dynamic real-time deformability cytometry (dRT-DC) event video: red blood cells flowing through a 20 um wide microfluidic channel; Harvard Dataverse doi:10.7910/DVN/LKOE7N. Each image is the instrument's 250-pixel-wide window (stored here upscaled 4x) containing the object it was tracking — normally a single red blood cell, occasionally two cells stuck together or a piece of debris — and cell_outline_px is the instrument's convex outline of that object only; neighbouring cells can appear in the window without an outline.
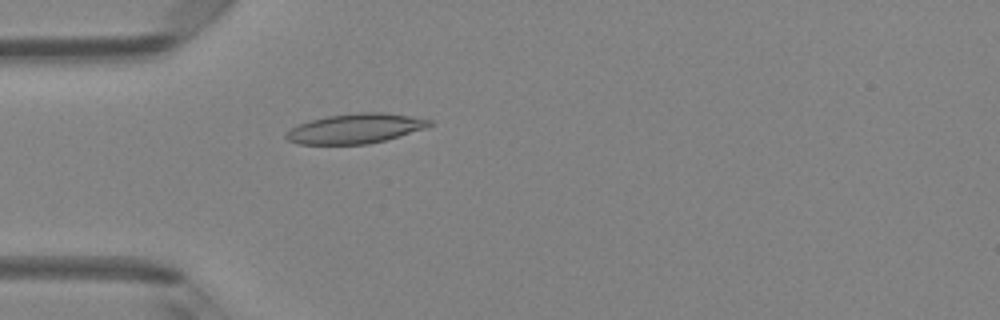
{"species": "Egyptian fruit bat (a non-hibernating species)", "species_latin": "Rousettus aegyptiacus", "temperature_condition": "room temperature", "stored_images_in_passage": 48, "camera_frame_rate_fps": 3000, "um_per_image_px": 0.085, "animal": {"sex": "female"}, "frame": {"image": 1, "passage_image": 14, "time_ms": 4.333, "image_size_px": [1000, 320], "cell_outline_px": [[432, 124], [424, 128], [384, 140], [368, 144], [296, 144], [288, 140], [284, 136], [284, 132], [300, 124], [312, 120], [328, 116], [356, 112], [384, 112], [432, 120]], "centroid_in_image_um": [30.16, 10.92], "position_along_channel_um": 54.8, "area_um2": 24.57}}
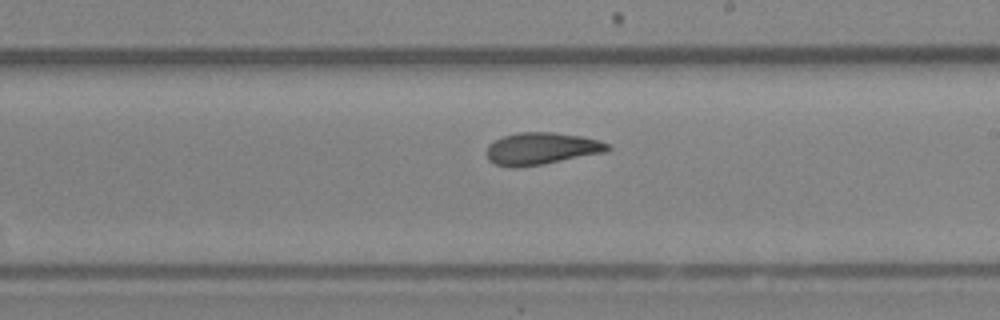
{"frame": {"image": 2, "passage_image": 28, "time_ms": 9.0, "image_size_px": [1000, 320], "cell_outline_px": [[612, 148], [604, 152], [544, 164], [512, 168], [496, 164], [488, 160], [484, 152], [488, 144], [504, 136], [516, 132], [552, 132], [580, 136], [600, 140], [608, 144]], "centroid_in_image_um": [45.97, 12.63], "position_along_channel_um": 243.0, "area_um2": 22.72}}
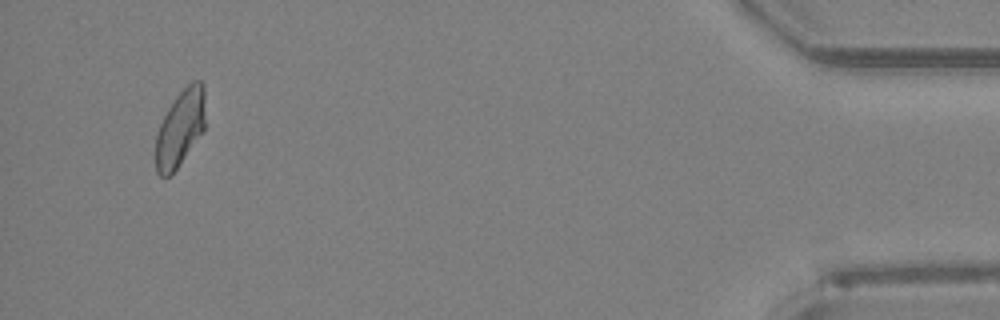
{"frame": {"image": 3, "passage_image": 46, "time_ms": 15.0, "image_size_px": [1000, 320], "cell_outline_px": [[204, 132], [176, 168], [168, 176], [160, 176], [156, 172], [156, 136], [160, 124], [168, 108], [176, 96], [192, 80], [200, 80], [204, 84]], "centroid_in_image_um": [15.33, 10.87], "position_along_channel_um": 419.9, "area_um2": 21.96}, "authors_computed_cell_mechanics": {"area_um2": 22.831, "velocity_mm_per_s": 4.1859, "shape_relaxation_time_tau1_ms": 6.9571, "shape_relaxation_time_tau2_ms": 2.8299, "deformation_change_tau1": 0.1756, "deformation_change_tau2": 0.0905}}